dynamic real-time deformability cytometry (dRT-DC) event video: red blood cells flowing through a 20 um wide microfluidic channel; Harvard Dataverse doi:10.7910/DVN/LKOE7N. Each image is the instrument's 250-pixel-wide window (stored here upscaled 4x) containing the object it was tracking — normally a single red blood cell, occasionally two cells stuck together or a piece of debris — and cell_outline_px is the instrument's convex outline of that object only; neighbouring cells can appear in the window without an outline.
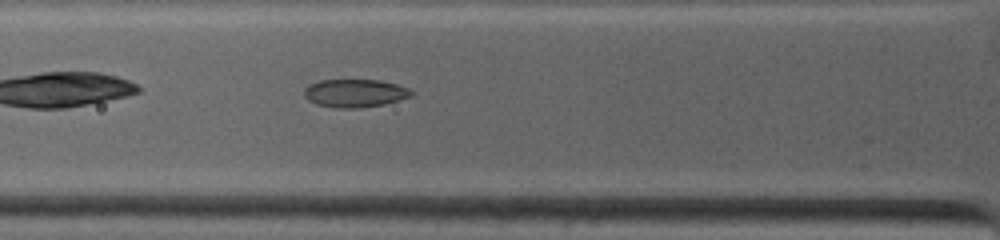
{"species": "common noctule bat (a hibernating species)", "species_latin": "Nyctalus noctula", "temperature_condition": "warm", "stored_images_in_passage": 8, "camera_frame_rate_fps": 4500, "um_per_image_px": 0.085, "animal": {"sex": "female", "body_mass_g": 19.0, "forearm_length_mm": 53.3}, "frame": {"image": 1, "passage_image": 2, "time_ms": 0.667, "image_size_px": [1000, 240], "cell_outline_px": [[412, 96], [400, 100], [384, 104], [360, 108], [336, 108], [316, 104], [308, 100], [304, 96], [304, 88], [308, 84], [320, 80], [380, 80], [396, 84], [408, 88], [412, 92]], "centroid_in_image_um": [30.14, 7.92], "position_along_channel_um": 95.7, "area_um2": 17.63}}
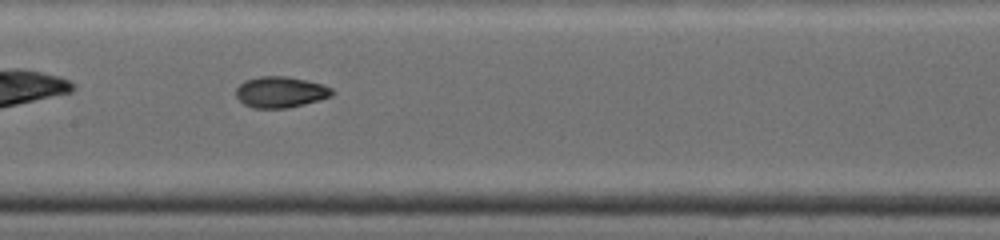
{"frame": {"image": 2, "passage_image": 6, "time_ms": 2.889, "image_size_px": [1000, 240], "cell_outline_px": [[336, 92], [332, 96], [320, 100], [288, 108], [252, 108], [244, 104], [236, 96], [236, 88], [244, 80], [260, 76], [288, 76], [308, 80], [324, 84], [332, 88]], "centroid_in_image_um": [23.88, 7.82], "position_along_channel_um": 183.5, "area_um2": 17.69}}
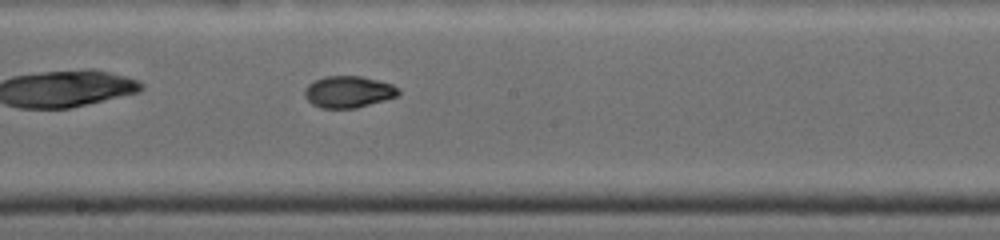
{"frame": {"image": 3, "passage_image": 8, "time_ms": 3.778, "image_size_px": [1000, 240], "cell_outline_px": [[400, 92], [396, 96], [384, 100], [356, 108], [320, 108], [312, 104], [304, 96], [304, 88], [308, 84], [324, 76], [360, 76], [392, 84], [400, 88]], "centroid_in_image_um": [29.59, 7.81], "position_along_channel_um": 218.6, "area_um2": 17.28}}